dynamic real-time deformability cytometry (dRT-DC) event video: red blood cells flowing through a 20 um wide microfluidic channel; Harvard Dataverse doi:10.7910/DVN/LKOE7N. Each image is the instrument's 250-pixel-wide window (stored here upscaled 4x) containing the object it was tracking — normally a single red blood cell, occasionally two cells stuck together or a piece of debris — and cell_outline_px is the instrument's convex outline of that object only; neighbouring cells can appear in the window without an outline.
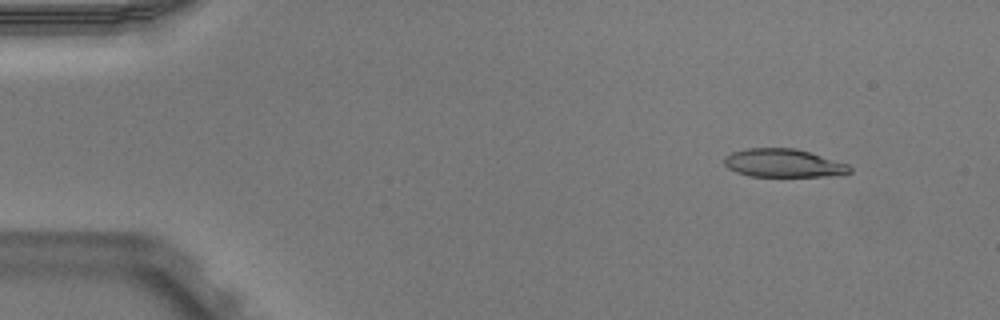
{"species": "Egyptian fruit bat (a non-hibernating species)", "species_latin": "Rousettus aegyptiacus", "temperature_condition": "warm", "stored_images_in_passage": 51, "camera_frame_rate_fps": 3000, "um_per_image_px": 0.085, "animal": {"sex": "male"}, "frame": {"image": 1, "passage_image": 5, "time_ms": 1.333, "image_size_px": [1000, 320], "cell_outline_px": [[852, 172], [844, 176], [748, 176], [736, 172], [728, 168], [724, 164], [724, 156], [732, 152], [748, 148], [796, 148], [848, 164], [852, 168]], "centroid_in_image_um": [66.62, 13.87], "position_along_channel_um": 18.4, "area_um2": 20.87}}
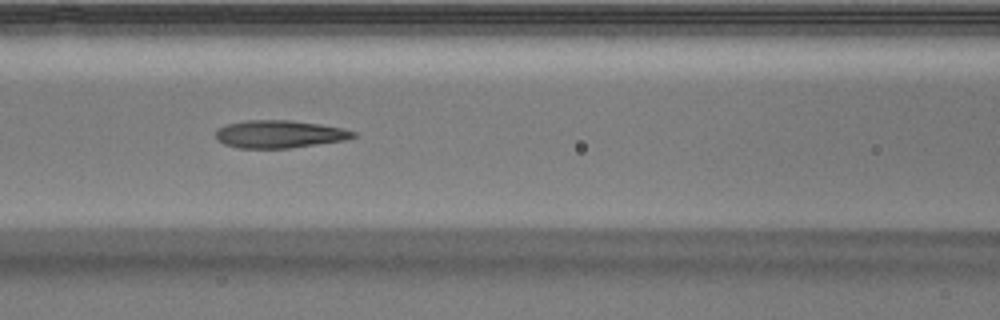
{"frame": {"image": 2, "passage_image": 22, "time_ms": 7.0, "image_size_px": [1000, 320], "cell_outline_px": [[356, 136], [344, 140], [288, 148], [240, 148], [224, 144], [216, 140], [216, 128], [228, 124], [244, 120], [288, 120], [320, 124], [344, 128], [356, 132]], "centroid_in_image_um": [23.72, 11.39], "position_along_channel_um": 142.9, "area_um2": 22.14}}
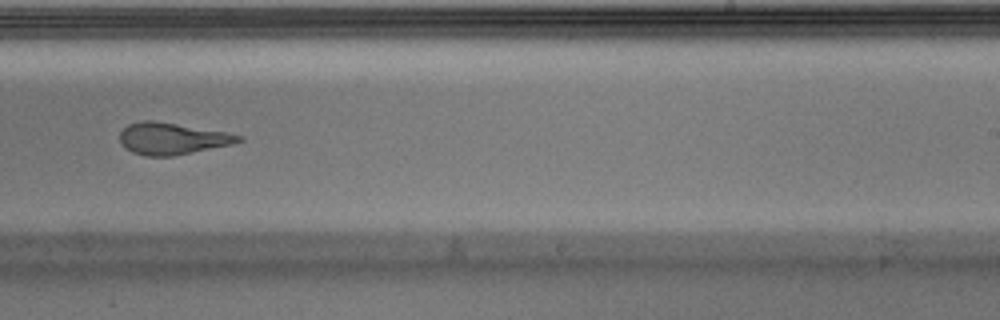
{"frame": {"image": 3, "passage_image": 32, "time_ms": 10.333, "image_size_px": [1000, 320], "cell_outline_px": [[244, 140], [232, 144], [172, 156], [144, 156], [132, 152], [124, 148], [120, 144], [120, 132], [128, 124], [144, 120], [152, 120], [224, 132], [244, 136]], "centroid_in_image_um": [14.59, 11.79], "position_along_channel_um": 274.4, "area_um2": 21.79}, "authors_computed_cell_mechanics": {"area_um2": 22.253, "velocity_mm_per_s": 3.9486, "shape_relaxation_time_tau1_ms": null, "shape_relaxation_time_tau2_ms": 1.8466, "deformation_change_tau1": null, "deformation_change_tau2": 0.1274}}